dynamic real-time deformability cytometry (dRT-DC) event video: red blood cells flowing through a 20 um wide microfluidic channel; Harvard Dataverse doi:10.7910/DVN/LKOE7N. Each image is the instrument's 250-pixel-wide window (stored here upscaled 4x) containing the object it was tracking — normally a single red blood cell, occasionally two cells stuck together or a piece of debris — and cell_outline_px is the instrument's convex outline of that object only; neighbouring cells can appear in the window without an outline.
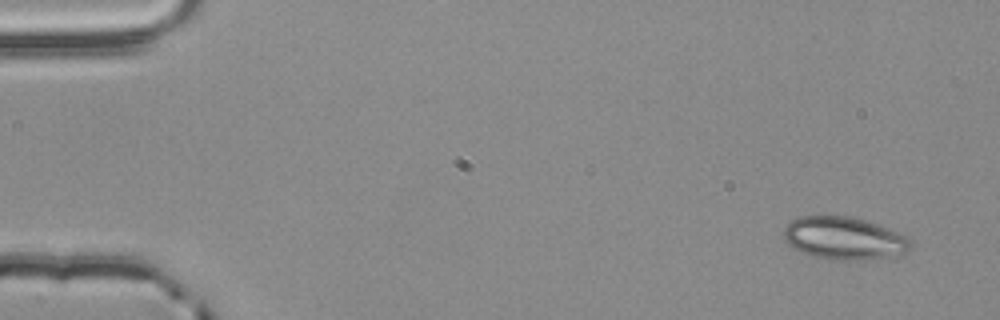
{"species": "common noctule bat (a hibernating species)", "species_latin": "Nyctalus noctula", "temperature_condition": "room temperature", "stored_images_in_passage": 4, "camera_frame_rate_fps": 3000, "um_per_image_px": 0.085, "animal": {"sex": "male", "body_mass_g": 20.4}, "frame": {"image": 1, "passage_image": 1, "time_ms": 0.0, "image_size_px": [1000, 320], "cell_outline_px": [[912, 248], [904, 252], [884, 256], [860, 260], [832, 260], [812, 256], [800, 252], [792, 248], [784, 240], [784, 228], [792, 220], [800, 216], [848, 216], [864, 220], [888, 228], [908, 236], [912, 240]], "centroid_in_image_um": [71.71, 20.25], "position_along_channel_um": 13.3, "area_um2": 31.44}}